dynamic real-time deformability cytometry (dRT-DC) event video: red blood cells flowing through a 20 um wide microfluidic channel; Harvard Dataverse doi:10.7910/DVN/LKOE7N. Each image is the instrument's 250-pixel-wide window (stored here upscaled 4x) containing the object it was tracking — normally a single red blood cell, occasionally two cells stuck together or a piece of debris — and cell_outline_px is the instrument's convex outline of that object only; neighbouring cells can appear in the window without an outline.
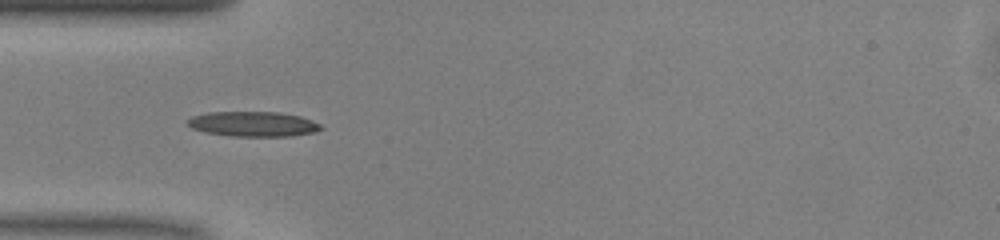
{"species": "common noctule bat (a hibernating species)", "species_latin": "Nyctalus noctula", "temperature_condition": "warm", "stored_images_in_passage": 36, "camera_frame_rate_fps": 3000, "um_per_image_px": 0.085, "animal": {"sex": "male", "body_mass_g": 13.0, "forearm_length_mm": 53.1}, "frame": {"image": 1, "passage_image": 1, "time_ms": 0.0, "image_size_px": [1000, 240], "cell_outline_px": [[324, 128], [316, 132], [292, 136], [232, 136], [204, 132], [192, 128], [188, 124], [188, 120], [192, 116], [208, 112], [280, 112], [300, 116], [312, 120], [320, 124]], "centroid_in_image_um": [21.55, 10.54], "position_along_channel_um": 63.4, "area_um2": 19.48}}
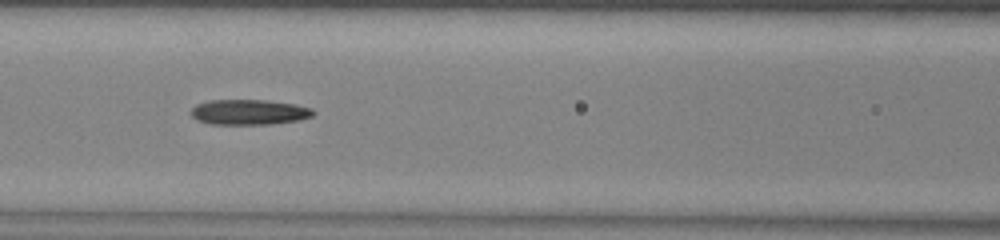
{"frame": {"image": 2, "passage_image": 7, "time_ms": 2.0, "image_size_px": [1000, 240], "cell_outline_px": [[316, 112], [312, 116], [300, 120], [272, 124], [212, 124], [196, 120], [192, 116], [192, 108], [196, 104], [208, 100], [268, 100], [296, 104], [312, 108]], "centroid_in_image_um": [21.2, 9.52], "position_along_channel_um": 145.4, "area_um2": 18.15}}
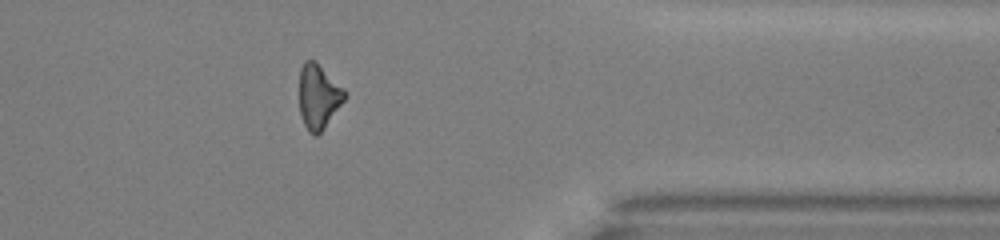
{"frame": {"image": 3, "passage_image": 26, "time_ms": 8.333, "image_size_px": [1000, 240], "cell_outline_px": [[348, 96], [324, 128], [316, 136], [312, 136], [308, 132], [300, 116], [300, 68], [304, 60], [316, 60], [344, 88]], "centroid_in_image_um": [27.08, 8.2], "position_along_channel_um": 384.3, "area_um2": 17.34}}